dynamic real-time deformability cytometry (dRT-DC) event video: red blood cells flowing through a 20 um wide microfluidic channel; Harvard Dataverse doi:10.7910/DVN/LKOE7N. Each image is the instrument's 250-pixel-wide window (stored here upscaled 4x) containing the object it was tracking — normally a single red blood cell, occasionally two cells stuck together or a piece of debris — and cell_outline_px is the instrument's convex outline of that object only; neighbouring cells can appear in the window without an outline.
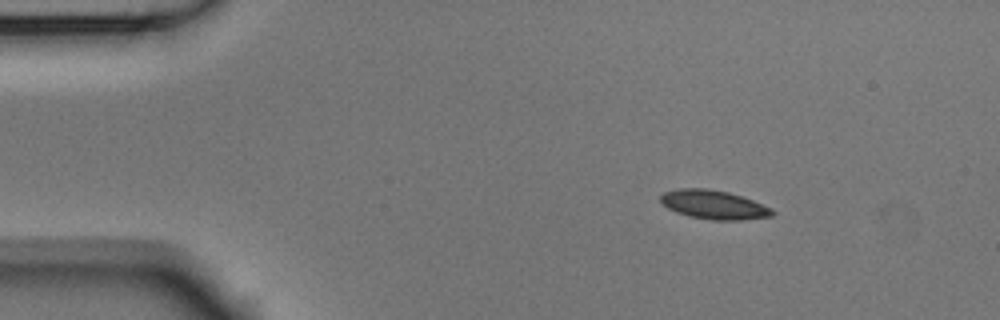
{"species": "Egyptian fruit bat (a non-hibernating species)", "species_latin": "Rousettus aegyptiacus", "temperature_condition": "room temperature", "stored_images_in_passage": 4, "camera_frame_rate_fps": 3000, "um_per_image_px": 0.085, "animal": {"sex": "male"}, "frame": {"image": 1, "passage_image": 1, "time_ms": 0.0, "image_size_px": [1000, 320], "cell_outline_px": [[776, 212], [772, 216], [740, 220], [712, 220], [688, 216], [676, 212], [668, 208], [660, 200], [660, 196], [664, 192], [680, 188], [708, 188], [728, 192], [752, 200], [772, 208]], "centroid_in_image_um": [60.67, 17.4], "position_along_channel_um": 24.3, "area_um2": 18.79}}
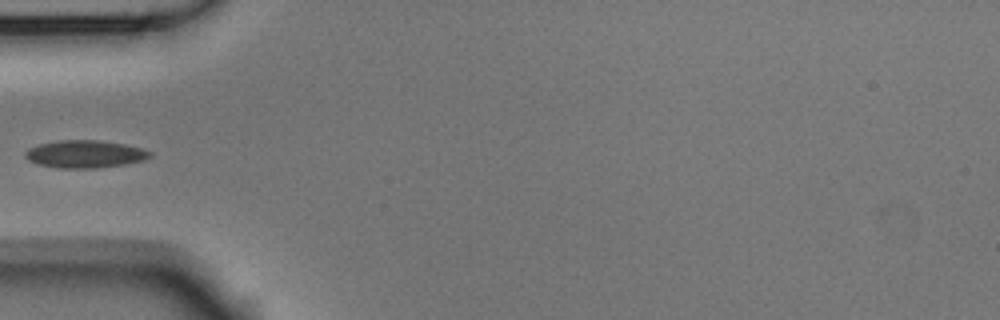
{"frame": {"image": 2, "passage_image": 4, "time_ms": 1.0, "image_size_px": [1000, 320], "cell_outline_px": [[152, 156], [144, 160], [124, 164], [96, 168], [60, 168], [40, 164], [28, 160], [24, 156], [24, 152], [28, 148], [40, 144], [60, 140], [96, 140], [124, 144], [140, 148], [152, 152]], "centroid_in_image_um": [7.21, 13.09], "position_along_channel_um": 77.8, "area_um2": 19.88}}